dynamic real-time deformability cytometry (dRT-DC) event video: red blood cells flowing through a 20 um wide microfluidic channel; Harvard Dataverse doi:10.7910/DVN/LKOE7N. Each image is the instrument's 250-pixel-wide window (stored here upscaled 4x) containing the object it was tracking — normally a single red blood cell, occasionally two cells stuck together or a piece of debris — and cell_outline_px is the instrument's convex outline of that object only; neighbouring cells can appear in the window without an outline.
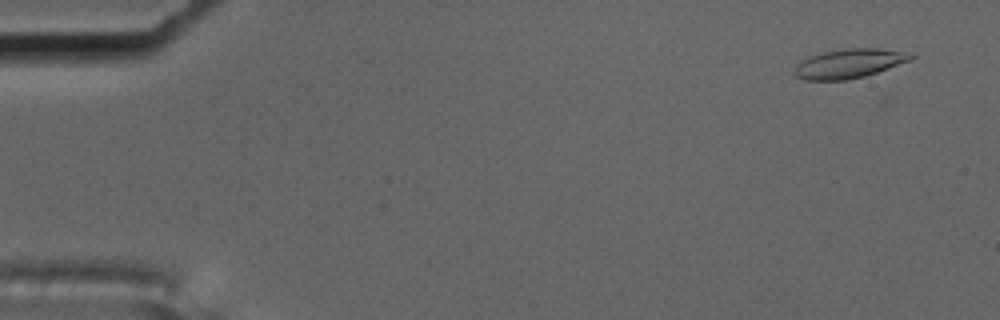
{"species": "common noctule bat (a hibernating species)", "species_latin": "Nyctalus noctula", "temperature_condition": "cold", "stored_images_in_passage": 3, "camera_frame_rate_fps": 3000, "um_per_image_px": 0.085, "animal": {"sex": "male", "body_mass_g": 17.5, "forearm_length_mm": 52.3}, "frame": {"image": 1, "passage_image": 1, "time_ms": 0.0, "image_size_px": [1000, 320], "cell_outline_px": [[916, 56], [912, 60], [864, 76], [844, 80], [804, 80], [796, 76], [796, 68], [800, 60], [820, 52], [848, 48], [876, 48], [916, 52]], "centroid_in_image_um": [72.25, 5.37], "position_along_channel_um": 12.8, "area_um2": 19.94}}